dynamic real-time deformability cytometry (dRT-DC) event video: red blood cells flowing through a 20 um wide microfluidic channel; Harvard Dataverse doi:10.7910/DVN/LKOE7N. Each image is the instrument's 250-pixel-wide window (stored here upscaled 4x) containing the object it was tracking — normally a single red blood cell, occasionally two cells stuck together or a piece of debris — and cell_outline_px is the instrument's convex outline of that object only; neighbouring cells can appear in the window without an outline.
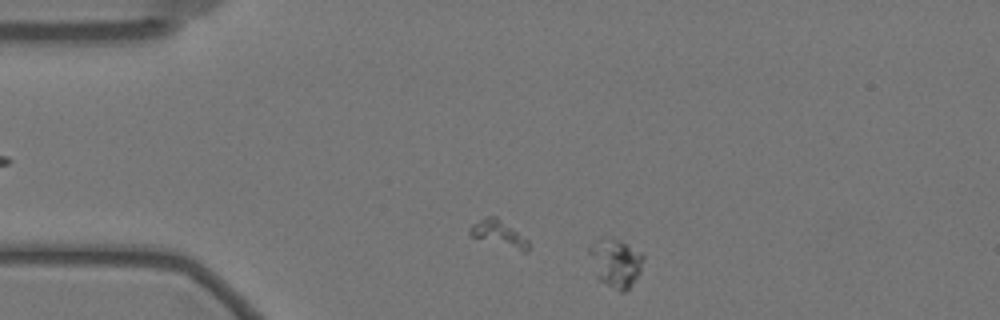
{"species": "Egyptian fruit bat (a non-hibernating species)", "species_latin": "Rousettus aegyptiacus", "temperature_condition": "warm", "stored_images_in_passage": 10, "camera_frame_rate_fps": 3000, "um_per_image_px": 0.085, "animal": {"sex": "female"}, "frame": {"image": 1, "passage_image": 1, "time_ms": 0.0, "image_size_px": [1000, 320], "cell_outline_px": [[644, 256], [640, 272], [628, 288], [624, 292], [620, 292], [600, 280], [596, 276], [588, 252], [588, 248], [596, 240], [620, 240], [644, 252]], "centroid_in_image_um": [52.35, 22.34], "position_along_channel_um": 32.6, "area_um2": 14.97}}